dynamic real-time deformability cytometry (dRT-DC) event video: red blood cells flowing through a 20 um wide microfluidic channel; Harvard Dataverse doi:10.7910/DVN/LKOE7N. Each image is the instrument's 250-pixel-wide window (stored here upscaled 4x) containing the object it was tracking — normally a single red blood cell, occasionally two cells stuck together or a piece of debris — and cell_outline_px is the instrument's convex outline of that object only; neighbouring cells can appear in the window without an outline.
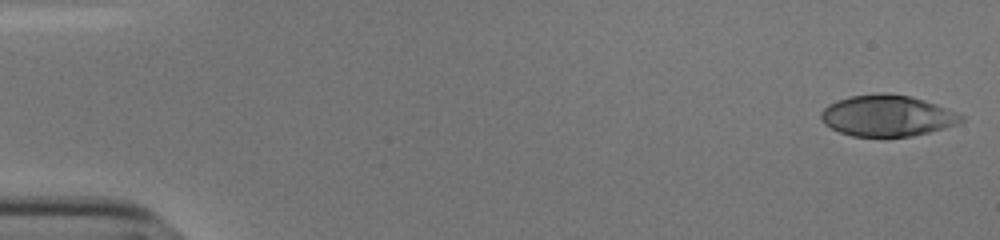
{"species": "human", "species_latin": "Homo sapiens", "temperature_condition": "cold", "stored_images_in_passage": 15, "camera_frame_rate_fps": 3000, "um_per_image_px": 0.085, "donor": {"sex": "male"}, "frame": {"image": 1, "passage_image": 1, "time_ms": 0.0, "image_size_px": [1000, 240], "cell_outline_px": [[964, 120], [956, 124], [944, 128], [912, 136], [852, 136], [840, 132], [824, 124], [820, 120], [820, 112], [828, 104], [836, 100], [852, 96], [908, 96], [924, 100], [936, 104], [956, 112], [964, 116]], "centroid_in_image_um": [75.4, 9.87], "position_along_channel_um": 9.6, "area_um2": 32.71}}
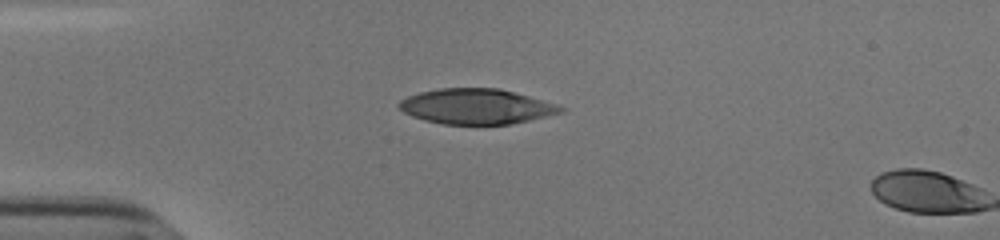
{"frame": {"image": 2, "passage_image": 14, "time_ms": 4.333, "image_size_px": [1000, 240], "cell_outline_px": [[564, 112], [512, 124], [444, 124], [424, 120], [412, 116], [404, 112], [396, 104], [400, 100], [408, 96], [420, 92], [440, 88], [500, 88], [556, 104], [564, 108]], "centroid_in_image_um": [40.47, 9.05], "position_along_channel_um": 44.5, "area_um2": 33.06}}